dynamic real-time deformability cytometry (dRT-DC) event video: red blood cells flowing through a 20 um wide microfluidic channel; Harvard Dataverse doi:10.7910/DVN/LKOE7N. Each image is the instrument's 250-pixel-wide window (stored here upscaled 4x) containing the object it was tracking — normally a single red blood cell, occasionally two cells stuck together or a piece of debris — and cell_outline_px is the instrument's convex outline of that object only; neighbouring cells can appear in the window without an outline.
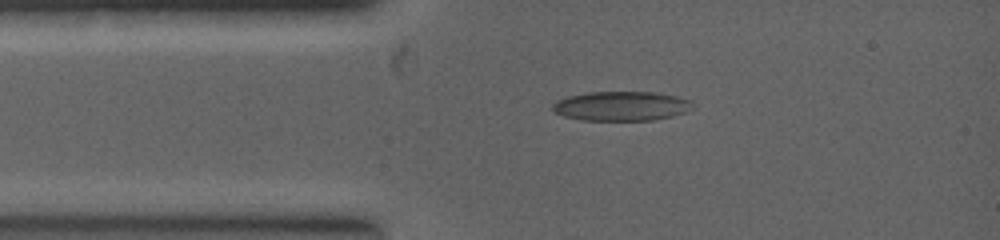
{"species": "common noctule bat (a hibernating species)", "species_latin": "Nyctalus noctula", "temperature_condition": "warm", "stored_images_in_passage": 4, "camera_frame_rate_fps": 5000, "um_per_image_px": 0.085, "animal": {"sex": "female", "body_mass_g": 19.0, "forearm_length_mm": 53.3}, "frame": {"image": 1, "passage_image": 3, "time_ms": 1.0, "image_size_px": [1000, 240], "cell_outline_px": [[692, 108], [684, 112], [672, 116], [652, 120], [580, 120], [564, 116], [556, 112], [552, 108], [552, 104], [556, 100], [568, 96], [592, 92], [652, 92], [676, 96], [692, 100]], "centroid_in_image_um": [52.8, 9.01], "position_along_channel_um": 32.2, "area_um2": 23.87}}